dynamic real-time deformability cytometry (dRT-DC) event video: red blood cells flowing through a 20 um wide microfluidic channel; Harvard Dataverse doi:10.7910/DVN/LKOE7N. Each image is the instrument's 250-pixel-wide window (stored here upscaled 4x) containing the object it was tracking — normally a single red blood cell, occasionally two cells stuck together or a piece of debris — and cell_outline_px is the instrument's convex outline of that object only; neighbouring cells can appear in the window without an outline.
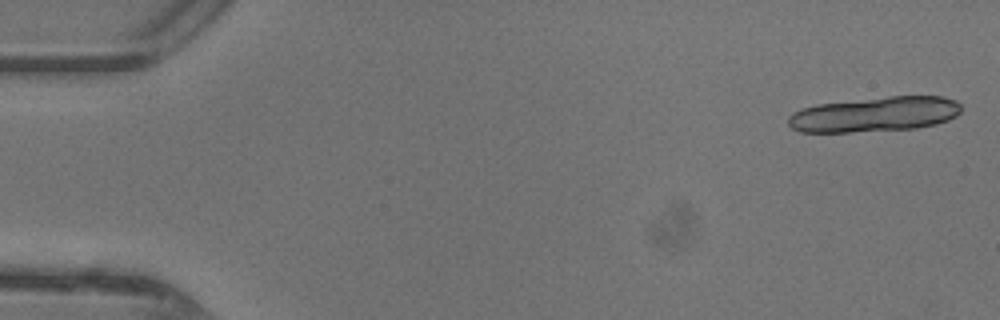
{"species": "common noctule bat (a hibernating species)", "species_latin": "Nyctalus noctula", "temperature_condition": "warm", "stored_images_in_passage": 16, "camera_frame_rate_fps": 3000, "um_per_image_px": 0.085, "animal": {"sex": "female"}, "frame": {"image": 1, "passage_image": 1, "time_ms": 0.0, "image_size_px": [1000, 320], "cell_outline_px": [[960, 112], [956, 116], [948, 120], [936, 124], [916, 128], [852, 132], [800, 132], [792, 128], [788, 124], [788, 116], [792, 112], [800, 108], [816, 104], [888, 96], [940, 96], [956, 100], [960, 104]], "centroid_in_image_um": [74.33, 9.71], "position_along_channel_um": 10.7, "area_um2": 35.49}}